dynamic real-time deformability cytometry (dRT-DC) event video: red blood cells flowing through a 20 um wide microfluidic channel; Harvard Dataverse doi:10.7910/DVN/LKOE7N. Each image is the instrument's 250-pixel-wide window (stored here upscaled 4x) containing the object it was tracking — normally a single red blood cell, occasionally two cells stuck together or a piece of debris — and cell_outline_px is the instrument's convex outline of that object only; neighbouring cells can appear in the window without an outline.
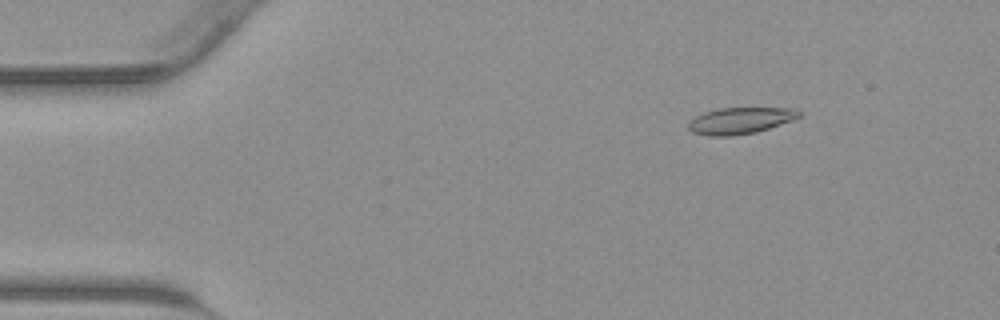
{"species": "common noctule bat (a hibernating species)", "species_latin": "Nyctalus noctula", "temperature_condition": "warm", "stored_images_in_passage": 44, "camera_frame_rate_fps": 3000, "um_per_image_px": 0.085, "animal": {"sex": "male", "body_mass_g": 23.1, "forearm_length_mm": 52.7}, "frame": {"image": 1, "passage_image": 6, "time_ms": 1.667, "image_size_px": [1000, 320], "cell_outline_px": [[804, 116], [756, 132], [732, 136], [708, 136], [692, 132], [688, 128], [688, 124], [696, 116], [704, 112], [720, 108], [796, 108], [804, 112]], "centroid_in_image_um": [62.98, 10.25], "position_along_channel_um": 22.0, "area_um2": 17.17}}
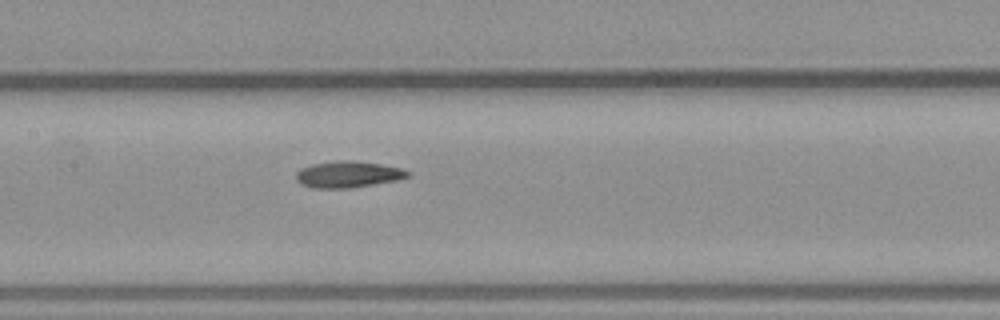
{"frame": {"image": 2, "passage_image": 21, "time_ms": 6.667, "image_size_px": [1000, 320], "cell_outline_px": [[412, 176], [396, 180], [348, 188], [312, 188], [300, 184], [296, 180], [296, 172], [300, 168], [312, 164], [336, 160], [356, 160], [404, 168], [412, 172]], "centroid_in_image_um": [29.6, 14.81], "position_along_channel_um": 177.8, "area_um2": 17.46}}
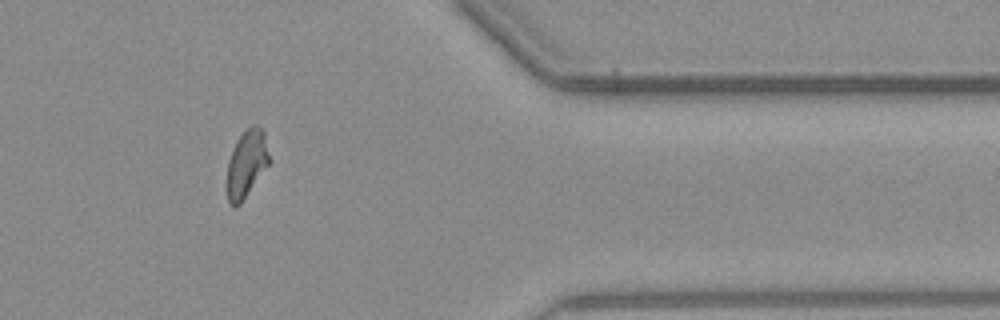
{"frame": {"image": 3, "passage_image": 36, "time_ms": 11.667, "image_size_px": [1000, 320], "cell_outline_px": [[272, 160], [240, 204], [236, 208], [232, 208], [228, 204], [228, 160], [236, 140], [252, 124], [256, 124], [264, 128]], "centroid_in_image_um": [21.0, 13.89], "position_along_channel_um": 390.4, "area_um2": 16.88}}